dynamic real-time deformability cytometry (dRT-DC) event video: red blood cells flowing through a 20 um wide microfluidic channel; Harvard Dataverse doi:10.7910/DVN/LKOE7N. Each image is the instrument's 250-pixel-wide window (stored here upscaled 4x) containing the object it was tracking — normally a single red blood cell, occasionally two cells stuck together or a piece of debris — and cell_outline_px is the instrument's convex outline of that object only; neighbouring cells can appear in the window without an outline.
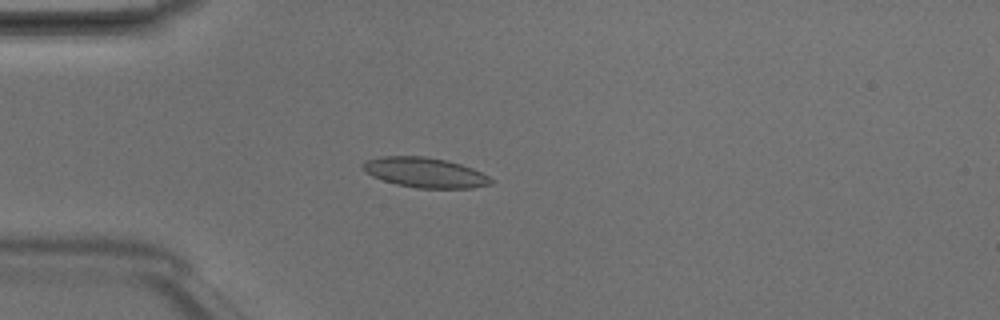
{"species": "Egyptian fruit bat (a non-hibernating species)", "species_latin": "Rousettus aegyptiacus", "temperature_condition": "room temperature", "stored_images_in_passage": 6, "camera_frame_rate_fps": 3000, "um_per_image_px": 0.085, "animal": {"sex": "male"}, "frame": {"image": 1, "passage_image": 4, "time_ms": 1.0, "image_size_px": [1000, 320], "cell_outline_px": [[492, 184], [472, 188], [416, 188], [396, 184], [372, 176], [364, 172], [360, 164], [368, 160], [380, 156], [424, 156], [448, 160], [472, 168], [488, 176], [492, 180]], "centroid_in_image_um": [36.09, 14.66], "position_along_channel_um": 48.9, "area_um2": 22.43}}